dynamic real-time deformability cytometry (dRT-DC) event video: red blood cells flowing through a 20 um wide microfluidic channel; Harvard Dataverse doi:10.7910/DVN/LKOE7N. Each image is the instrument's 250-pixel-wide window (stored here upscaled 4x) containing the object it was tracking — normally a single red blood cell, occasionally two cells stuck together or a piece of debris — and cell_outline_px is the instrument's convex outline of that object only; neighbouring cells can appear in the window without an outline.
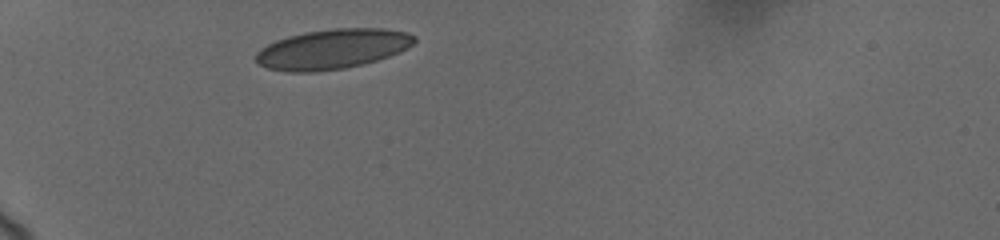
{"species": "human", "species_latin": "Homo sapiens", "temperature_condition": "cold", "stored_images_in_passage": 34, "camera_frame_rate_fps": 3000, "um_per_image_px": 0.085, "donor": {"sex": "female"}, "frame": {"image": 1, "passage_image": 1, "time_ms": 0.0, "image_size_px": [1000, 240], "cell_outline_px": [[416, 40], [408, 48], [400, 52], [376, 60], [344, 68], [316, 72], [288, 72], [268, 68], [260, 64], [256, 60], [256, 52], [260, 48], [276, 40], [288, 36], [304, 32], [332, 28], [384, 28], [408, 32], [416, 36]], "centroid_in_image_um": [28.27, 4.16], "position_along_channel_um": 56.7, "area_um2": 36.88}}
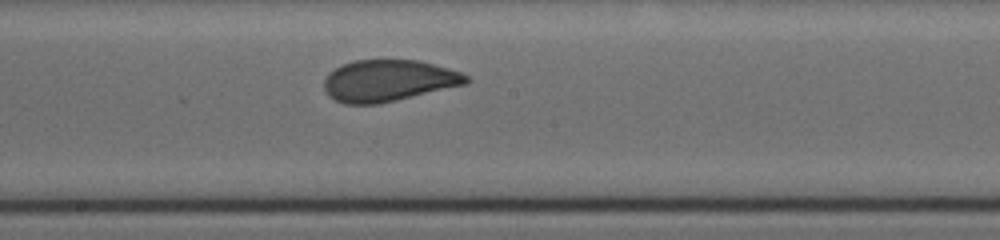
{"frame": {"image": 2, "passage_image": 19, "time_ms": 5.0, "image_size_px": [1000, 240], "cell_outline_px": [[472, 80], [468, 84], [376, 104], [344, 104], [328, 96], [324, 88], [324, 80], [328, 72], [344, 64], [356, 60], [420, 60], [448, 68], [460, 72], [468, 76]], "centroid_in_image_um": [33.03, 6.85], "position_along_channel_um": 215.2, "area_um2": 34.39}}
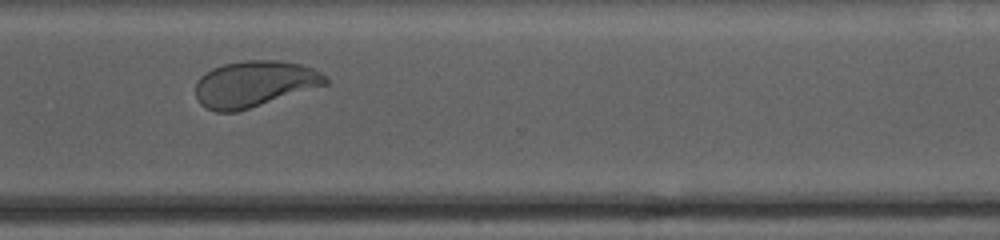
{"frame": {"image": 3, "passage_image": 33, "time_ms": 8.667, "image_size_px": [1000, 240], "cell_outline_px": [[332, 80], [328, 84], [236, 112], [216, 112], [204, 108], [200, 104], [196, 96], [196, 80], [204, 72], [212, 68], [224, 64], [244, 60], [280, 60], [300, 64], [312, 68], [320, 72]], "centroid_in_image_um": [21.6, 7.13], "position_along_channel_um": 349.0, "area_um2": 35.14}}